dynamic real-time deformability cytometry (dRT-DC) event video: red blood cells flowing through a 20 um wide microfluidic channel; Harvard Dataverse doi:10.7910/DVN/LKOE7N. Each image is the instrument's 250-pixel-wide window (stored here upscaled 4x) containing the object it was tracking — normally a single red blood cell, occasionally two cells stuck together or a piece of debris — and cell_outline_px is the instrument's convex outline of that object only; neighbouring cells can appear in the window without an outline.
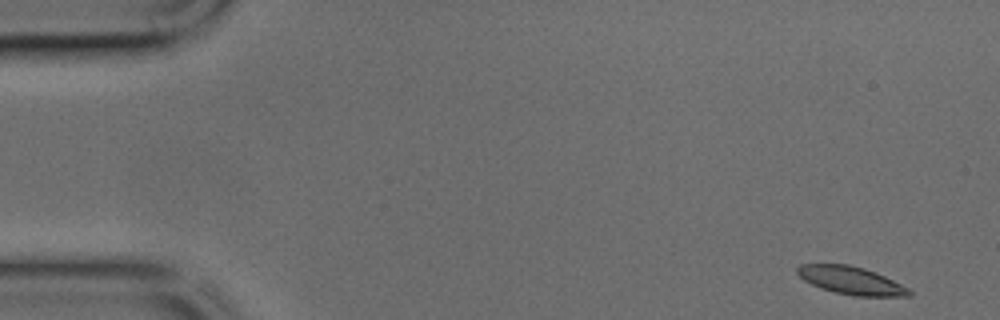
{"species": "common noctule bat (a hibernating species)", "species_latin": "Nyctalus noctula", "temperature_condition": "cold", "stored_images_in_passage": 43, "camera_frame_rate_fps": 3000, "um_per_image_px": 0.085, "animal": {"sex": "male", "body_mass_g": 17.9, "forearm_length_mm": 54.2}, "frame": {"image": 1, "passage_image": 1, "time_ms": 0.0, "image_size_px": [1000, 320], "cell_outline_px": [[912, 296], [852, 296], [820, 288], [804, 280], [796, 272], [796, 268], [800, 264], [848, 264], [864, 268], [884, 276], [908, 288], [912, 292]], "centroid_in_image_um": [72.32, 23.84], "position_along_channel_um": 12.7, "area_um2": 18.03}}
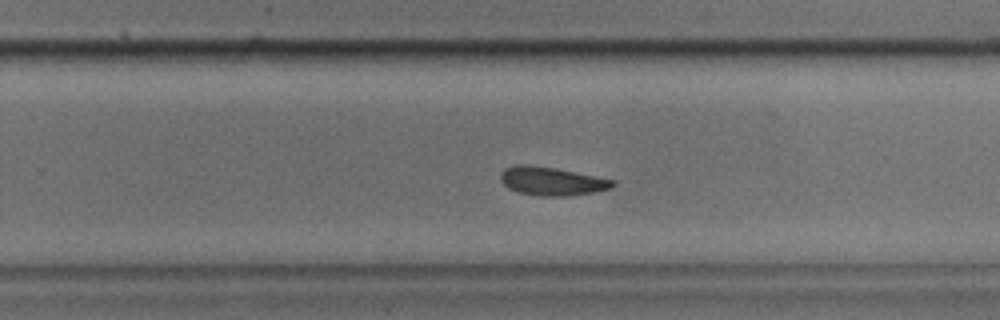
{"frame": {"image": 2, "passage_image": 27, "time_ms": 8.667, "image_size_px": [1000, 320], "cell_outline_px": [[616, 184], [612, 188], [596, 192], [572, 196], [544, 196], [520, 192], [508, 188], [500, 180], [500, 176], [504, 168], [516, 164], [528, 164], [556, 168], [616, 180]], "centroid_in_image_um": [46.94, 15.39], "position_along_channel_um": 282.9, "area_um2": 18.79}}
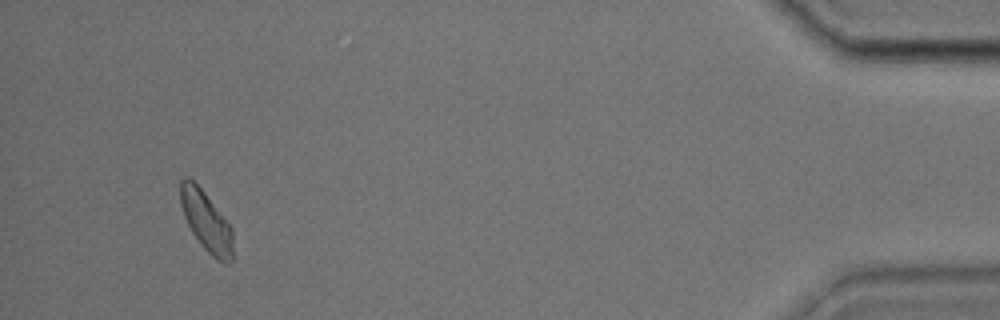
{"frame": {"image": 3, "passage_image": 41, "time_ms": 13.333, "image_size_px": [1000, 320], "cell_outline_px": [[232, 260], [228, 264], [224, 264], [216, 260], [204, 248], [192, 232], [184, 216], [180, 204], [180, 180], [184, 176], [188, 176], [204, 192], [228, 220], [232, 228]], "centroid_in_image_um": [17.54, 18.81], "position_along_channel_um": 417.7, "area_um2": 18.5}}